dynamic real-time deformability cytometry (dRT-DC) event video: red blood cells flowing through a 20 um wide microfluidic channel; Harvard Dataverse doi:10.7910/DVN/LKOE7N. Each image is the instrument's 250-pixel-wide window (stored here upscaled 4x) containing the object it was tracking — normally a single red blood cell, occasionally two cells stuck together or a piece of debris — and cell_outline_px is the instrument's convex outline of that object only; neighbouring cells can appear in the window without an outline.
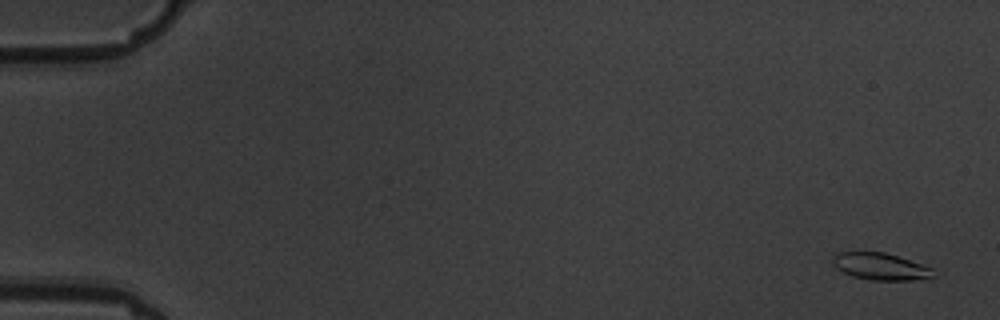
{"species": "common noctule bat (a hibernating species)", "species_latin": "Nyctalus noctula", "temperature_condition": "warm", "stored_images_in_passage": 8, "camera_frame_rate_fps": 3000, "um_per_image_px": 0.085, "animal": {"sex": "male", "body_mass_g": 19.5, "forearm_length_mm": 54.6}, "frame": {"image": 1, "passage_image": 1, "time_ms": 0.0, "image_size_px": [1000, 320], "cell_outline_px": [[936, 276], [912, 280], [872, 280], [852, 276], [836, 268], [832, 264], [832, 256], [836, 252], [884, 252], [932, 268]], "centroid_in_image_um": [74.79, 22.65], "position_along_channel_um": 10.2, "area_um2": 15.66}}
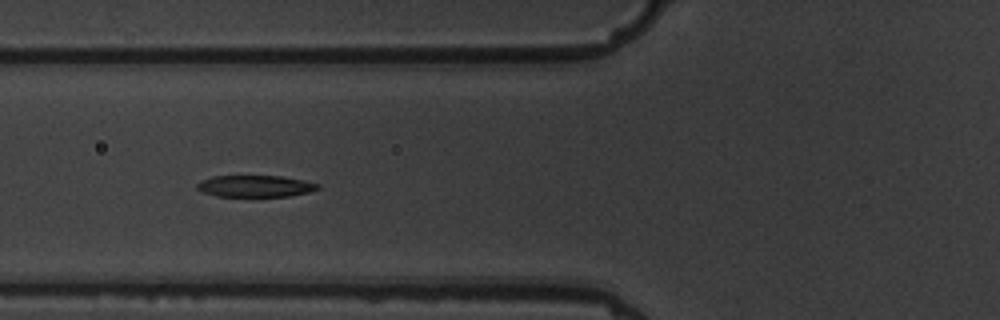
{"frame": {"image": 2, "passage_image": 7, "time_ms": 7.0, "image_size_px": [1000, 320], "cell_outline_px": [[320, 188], [308, 192], [288, 196], [216, 196], [204, 192], [196, 188], [196, 184], [200, 180], [212, 176], [280, 176], [304, 180], [320, 184]], "centroid_in_image_um": [21.68, 15.81], "position_along_channel_um": 104.1, "area_um2": 15.2}}
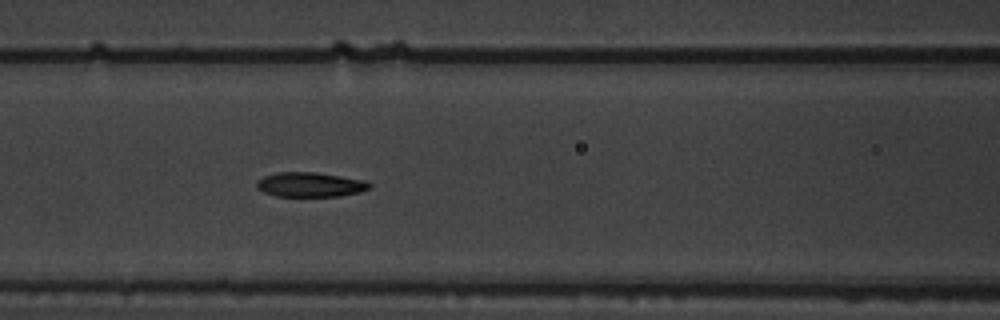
{"frame": {"image": 3, "passage_image": 8, "time_ms": 8.0, "image_size_px": [1000, 320], "cell_outline_px": [[372, 188], [360, 192], [340, 196], [276, 196], [264, 192], [256, 188], [256, 184], [264, 176], [276, 172], [316, 172], [364, 180], [372, 184]], "centroid_in_image_um": [26.39, 15.69], "position_along_channel_um": 140.2, "area_um2": 16.18}}